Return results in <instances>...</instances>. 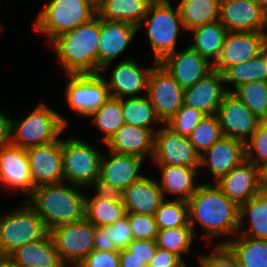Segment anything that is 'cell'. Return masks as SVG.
Masks as SVG:
<instances>
[{"mask_svg": "<svg viewBox=\"0 0 267 267\" xmlns=\"http://www.w3.org/2000/svg\"><path fill=\"white\" fill-rule=\"evenodd\" d=\"M189 224L193 229L199 223L204 229L207 239L228 236L224 242L216 245H226L230 237L238 234L240 226V207L215 185L209 182L200 184L196 192L187 200ZM230 236V237H229Z\"/></svg>", "mask_w": 267, "mask_h": 267, "instance_id": "1", "label": "cell"}, {"mask_svg": "<svg viewBox=\"0 0 267 267\" xmlns=\"http://www.w3.org/2000/svg\"><path fill=\"white\" fill-rule=\"evenodd\" d=\"M81 188L68 182L44 184L36 187L25 201L50 232L58 226L85 219L87 195L79 191Z\"/></svg>", "mask_w": 267, "mask_h": 267, "instance_id": "2", "label": "cell"}, {"mask_svg": "<svg viewBox=\"0 0 267 267\" xmlns=\"http://www.w3.org/2000/svg\"><path fill=\"white\" fill-rule=\"evenodd\" d=\"M99 38L100 18L95 15L50 42L66 75L98 73Z\"/></svg>", "mask_w": 267, "mask_h": 267, "instance_id": "3", "label": "cell"}, {"mask_svg": "<svg viewBox=\"0 0 267 267\" xmlns=\"http://www.w3.org/2000/svg\"><path fill=\"white\" fill-rule=\"evenodd\" d=\"M68 121L61 114L41 103L22 121H11V144L21 148L42 146L57 141Z\"/></svg>", "mask_w": 267, "mask_h": 267, "instance_id": "4", "label": "cell"}, {"mask_svg": "<svg viewBox=\"0 0 267 267\" xmlns=\"http://www.w3.org/2000/svg\"><path fill=\"white\" fill-rule=\"evenodd\" d=\"M142 26L147 28L153 61L160 63L167 55L177 51V37L183 23L178 7L174 9L170 0H154L138 29Z\"/></svg>", "mask_w": 267, "mask_h": 267, "instance_id": "5", "label": "cell"}, {"mask_svg": "<svg viewBox=\"0 0 267 267\" xmlns=\"http://www.w3.org/2000/svg\"><path fill=\"white\" fill-rule=\"evenodd\" d=\"M96 15L86 0H50L38 13L34 29L51 42L57 36L88 22Z\"/></svg>", "mask_w": 267, "mask_h": 267, "instance_id": "6", "label": "cell"}, {"mask_svg": "<svg viewBox=\"0 0 267 267\" xmlns=\"http://www.w3.org/2000/svg\"><path fill=\"white\" fill-rule=\"evenodd\" d=\"M0 218V254L10 255L16 249L42 239L48 231L38 214L24 202Z\"/></svg>", "mask_w": 267, "mask_h": 267, "instance_id": "7", "label": "cell"}, {"mask_svg": "<svg viewBox=\"0 0 267 267\" xmlns=\"http://www.w3.org/2000/svg\"><path fill=\"white\" fill-rule=\"evenodd\" d=\"M64 182L83 188L99 177L102 154L80 138L61 140Z\"/></svg>", "mask_w": 267, "mask_h": 267, "instance_id": "8", "label": "cell"}, {"mask_svg": "<svg viewBox=\"0 0 267 267\" xmlns=\"http://www.w3.org/2000/svg\"><path fill=\"white\" fill-rule=\"evenodd\" d=\"M102 73L67 74L66 101L72 111L90 117L110 98L106 78Z\"/></svg>", "mask_w": 267, "mask_h": 267, "instance_id": "9", "label": "cell"}, {"mask_svg": "<svg viewBox=\"0 0 267 267\" xmlns=\"http://www.w3.org/2000/svg\"><path fill=\"white\" fill-rule=\"evenodd\" d=\"M96 226L86 218L52 229L51 235L62 263L77 267L93 250Z\"/></svg>", "mask_w": 267, "mask_h": 267, "instance_id": "10", "label": "cell"}, {"mask_svg": "<svg viewBox=\"0 0 267 267\" xmlns=\"http://www.w3.org/2000/svg\"><path fill=\"white\" fill-rule=\"evenodd\" d=\"M149 97L157 117L166 124L182 107L184 88L160 63H156L150 72L147 87Z\"/></svg>", "mask_w": 267, "mask_h": 267, "instance_id": "11", "label": "cell"}, {"mask_svg": "<svg viewBox=\"0 0 267 267\" xmlns=\"http://www.w3.org/2000/svg\"><path fill=\"white\" fill-rule=\"evenodd\" d=\"M152 160L156 165L200 167V155L189 137L174 133L165 124L155 133Z\"/></svg>", "mask_w": 267, "mask_h": 267, "instance_id": "12", "label": "cell"}, {"mask_svg": "<svg viewBox=\"0 0 267 267\" xmlns=\"http://www.w3.org/2000/svg\"><path fill=\"white\" fill-rule=\"evenodd\" d=\"M216 115L224 137L245 143L256 131L260 120L232 92H228Z\"/></svg>", "mask_w": 267, "mask_h": 267, "instance_id": "13", "label": "cell"}, {"mask_svg": "<svg viewBox=\"0 0 267 267\" xmlns=\"http://www.w3.org/2000/svg\"><path fill=\"white\" fill-rule=\"evenodd\" d=\"M215 185L240 207L262 191L261 169L245 159L220 177Z\"/></svg>", "mask_w": 267, "mask_h": 267, "instance_id": "14", "label": "cell"}, {"mask_svg": "<svg viewBox=\"0 0 267 267\" xmlns=\"http://www.w3.org/2000/svg\"><path fill=\"white\" fill-rule=\"evenodd\" d=\"M219 22L228 32H266L267 13L250 0H221Z\"/></svg>", "mask_w": 267, "mask_h": 267, "instance_id": "15", "label": "cell"}, {"mask_svg": "<svg viewBox=\"0 0 267 267\" xmlns=\"http://www.w3.org/2000/svg\"><path fill=\"white\" fill-rule=\"evenodd\" d=\"M30 173L35 187L64 182L61 139L26 148Z\"/></svg>", "mask_w": 267, "mask_h": 267, "instance_id": "16", "label": "cell"}, {"mask_svg": "<svg viewBox=\"0 0 267 267\" xmlns=\"http://www.w3.org/2000/svg\"><path fill=\"white\" fill-rule=\"evenodd\" d=\"M0 184L4 189L21 190L28 195L36 188L30 173L27 151L12 144L0 148Z\"/></svg>", "mask_w": 267, "mask_h": 267, "instance_id": "17", "label": "cell"}, {"mask_svg": "<svg viewBox=\"0 0 267 267\" xmlns=\"http://www.w3.org/2000/svg\"><path fill=\"white\" fill-rule=\"evenodd\" d=\"M266 42V32H228L219 60L213 69L223 73L230 66L258 56Z\"/></svg>", "mask_w": 267, "mask_h": 267, "instance_id": "18", "label": "cell"}, {"mask_svg": "<svg viewBox=\"0 0 267 267\" xmlns=\"http://www.w3.org/2000/svg\"><path fill=\"white\" fill-rule=\"evenodd\" d=\"M157 62L153 61V65L149 68L139 66L134 59L120 61L111 71L110 82L106 80L110 97L122 99L127 96H142V91L147 94L148 79L152 67Z\"/></svg>", "mask_w": 267, "mask_h": 267, "instance_id": "19", "label": "cell"}, {"mask_svg": "<svg viewBox=\"0 0 267 267\" xmlns=\"http://www.w3.org/2000/svg\"><path fill=\"white\" fill-rule=\"evenodd\" d=\"M223 74L213 69L194 85L184 89L183 104L202 111L206 115L216 114L229 87L224 86Z\"/></svg>", "mask_w": 267, "mask_h": 267, "instance_id": "20", "label": "cell"}, {"mask_svg": "<svg viewBox=\"0 0 267 267\" xmlns=\"http://www.w3.org/2000/svg\"><path fill=\"white\" fill-rule=\"evenodd\" d=\"M137 31L138 27L130 23L100 18L98 73L106 71L109 63L126 50Z\"/></svg>", "mask_w": 267, "mask_h": 267, "instance_id": "21", "label": "cell"}, {"mask_svg": "<svg viewBox=\"0 0 267 267\" xmlns=\"http://www.w3.org/2000/svg\"><path fill=\"white\" fill-rule=\"evenodd\" d=\"M245 159V143L223 136L200 156V171H207L201 170L205 165L213 175L212 180L216 182Z\"/></svg>", "mask_w": 267, "mask_h": 267, "instance_id": "22", "label": "cell"}, {"mask_svg": "<svg viewBox=\"0 0 267 267\" xmlns=\"http://www.w3.org/2000/svg\"><path fill=\"white\" fill-rule=\"evenodd\" d=\"M160 64L184 89L194 85L213 70V65L190 46L167 55Z\"/></svg>", "mask_w": 267, "mask_h": 267, "instance_id": "23", "label": "cell"}, {"mask_svg": "<svg viewBox=\"0 0 267 267\" xmlns=\"http://www.w3.org/2000/svg\"><path fill=\"white\" fill-rule=\"evenodd\" d=\"M111 156L101 157L99 178L115 187L126 190L133 182L144 175L139 174L144 159L135 155L118 154L109 151Z\"/></svg>", "mask_w": 267, "mask_h": 267, "instance_id": "24", "label": "cell"}, {"mask_svg": "<svg viewBox=\"0 0 267 267\" xmlns=\"http://www.w3.org/2000/svg\"><path fill=\"white\" fill-rule=\"evenodd\" d=\"M155 133L147 128L124 124L105 143L109 151L118 154L135 155L141 158L153 157Z\"/></svg>", "mask_w": 267, "mask_h": 267, "instance_id": "25", "label": "cell"}, {"mask_svg": "<svg viewBox=\"0 0 267 267\" xmlns=\"http://www.w3.org/2000/svg\"><path fill=\"white\" fill-rule=\"evenodd\" d=\"M164 200L158 182L146 176L133 182L123 194L127 213L154 215Z\"/></svg>", "mask_w": 267, "mask_h": 267, "instance_id": "26", "label": "cell"}, {"mask_svg": "<svg viewBox=\"0 0 267 267\" xmlns=\"http://www.w3.org/2000/svg\"><path fill=\"white\" fill-rule=\"evenodd\" d=\"M160 169L161 181L158 182L165 198V193L176 195L177 200L187 201L198 189L200 184L194 182L200 167H184L172 165H157ZM195 178V179H194ZM196 183V184H195Z\"/></svg>", "mask_w": 267, "mask_h": 267, "instance_id": "27", "label": "cell"}, {"mask_svg": "<svg viewBox=\"0 0 267 267\" xmlns=\"http://www.w3.org/2000/svg\"><path fill=\"white\" fill-rule=\"evenodd\" d=\"M10 256L21 267H66L49 232L42 239L16 249Z\"/></svg>", "mask_w": 267, "mask_h": 267, "instance_id": "28", "label": "cell"}, {"mask_svg": "<svg viewBox=\"0 0 267 267\" xmlns=\"http://www.w3.org/2000/svg\"><path fill=\"white\" fill-rule=\"evenodd\" d=\"M227 33V29L219 20L195 27L190 30L194 39L190 47L214 66L221 55Z\"/></svg>", "mask_w": 267, "mask_h": 267, "instance_id": "29", "label": "cell"}, {"mask_svg": "<svg viewBox=\"0 0 267 267\" xmlns=\"http://www.w3.org/2000/svg\"><path fill=\"white\" fill-rule=\"evenodd\" d=\"M154 0H104L96 15L108 21H122L139 26Z\"/></svg>", "mask_w": 267, "mask_h": 267, "instance_id": "30", "label": "cell"}, {"mask_svg": "<svg viewBox=\"0 0 267 267\" xmlns=\"http://www.w3.org/2000/svg\"><path fill=\"white\" fill-rule=\"evenodd\" d=\"M240 226L238 234L251 238L267 239V192L261 191L243 203L239 211ZM248 216V218H246ZM249 219L247 229L242 228L244 220ZM242 225V226H241Z\"/></svg>", "mask_w": 267, "mask_h": 267, "instance_id": "31", "label": "cell"}, {"mask_svg": "<svg viewBox=\"0 0 267 267\" xmlns=\"http://www.w3.org/2000/svg\"><path fill=\"white\" fill-rule=\"evenodd\" d=\"M221 0H180L177 4L184 29L219 20Z\"/></svg>", "mask_w": 267, "mask_h": 267, "instance_id": "32", "label": "cell"}, {"mask_svg": "<svg viewBox=\"0 0 267 267\" xmlns=\"http://www.w3.org/2000/svg\"><path fill=\"white\" fill-rule=\"evenodd\" d=\"M237 235L226 246L236 256L240 267H267V239Z\"/></svg>", "mask_w": 267, "mask_h": 267, "instance_id": "33", "label": "cell"}, {"mask_svg": "<svg viewBox=\"0 0 267 267\" xmlns=\"http://www.w3.org/2000/svg\"><path fill=\"white\" fill-rule=\"evenodd\" d=\"M145 95L121 99L124 123L131 126L147 128L156 133L157 131L152 125L154 123L155 125L160 123L162 126L163 123L157 117L149 97L147 94Z\"/></svg>", "mask_w": 267, "mask_h": 267, "instance_id": "34", "label": "cell"}, {"mask_svg": "<svg viewBox=\"0 0 267 267\" xmlns=\"http://www.w3.org/2000/svg\"><path fill=\"white\" fill-rule=\"evenodd\" d=\"M224 83H233V92L237 87L250 81H267V65L263 55L228 67L223 73Z\"/></svg>", "mask_w": 267, "mask_h": 267, "instance_id": "35", "label": "cell"}, {"mask_svg": "<svg viewBox=\"0 0 267 267\" xmlns=\"http://www.w3.org/2000/svg\"><path fill=\"white\" fill-rule=\"evenodd\" d=\"M86 196L85 218L96 227L111 225L127 215L123 202Z\"/></svg>", "mask_w": 267, "mask_h": 267, "instance_id": "36", "label": "cell"}, {"mask_svg": "<svg viewBox=\"0 0 267 267\" xmlns=\"http://www.w3.org/2000/svg\"><path fill=\"white\" fill-rule=\"evenodd\" d=\"M90 117L92 124L103 132L101 141L105 144L125 124L121 99L110 97Z\"/></svg>", "mask_w": 267, "mask_h": 267, "instance_id": "37", "label": "cell"}, {"mask_svg": "<svg viewBox=\"0 0 267 267\" xmlns=\"http://www.w3.org/2000/svg\"><path fill=\"white\" fill-rule=\"evenodd\" d=\"M194 236L193 229L188 223L186 226L158 229L155 240L158 248L173 252L183 260V254L190 253Z\"/></svg>", "mask_w": 267, "mask_h": 267, "instance_id": "38", "label": "cell"}, {"mask_svg": "<svg viewBox=\"0 0 267 267\" xmlns=\"http://www.w3.org/2000/svg\"><path fill=\"white\" fill-rule=\"evenodd\" d=\"M260 120H267V81H250L232 92Z\"/></svg>", "mask_w": 267, "mask_h": 267, "instance_id": "39", "label": "cell"}, {"mask_svg": "<svg viewBox=\"0 0 267 267\" xmlns=\"http://www.w3.org/2000/svg\"><path fill=\"white\" fill-rule=\"evenodd\" d=\"M223 133L216 114L206 115L189 135V140L195 150L201 156L206 150L213 146Z\"/></svg>", "mask_w": 267, "mask_h": 267, "instance_id": "40", "label": "cell"}, {"mask_svg": "<svg viewBox=\"0 0 267 267\" xmlns=\"http://www.w3.org/2000/svg\"><path fill=\"white\" fill-rule=\"evenodd\" d=\"M154 218L158 229L186 226L189 223L188 203L185 200H164Z\"/></svg>", "mask_w": 267, "mask_h": 267, "instance_id": "41", "label": "cell"}, {"mask_svg": "<svg viewBox=\"0 0 267 267\" xmlns=\"http://www.w3.org/2000/svg\"><path fill=\"white\" fill-rule=\"evenodd\" d=\"M245 157L260 169L267 165V120L260 121L256 131L245 142Z\"/></svg>", "mask_w": 267, "mask_h": 267, "instance_id": "42", "label": "cell"}, {"mask_svg": "<svg viewBox=\"0 0 267 267\" xmlns=\"http://www.w3.org/2000/svg\"><path fill=\"white\" fill-rule=\"evenodd\" d=\"M205 116L206 114L202 111L183 104L165 125L174 133L189 137L194 128Z\"/></svg>", "mask_w": 267, "mask_h": 267, "instance_id": "43", "label": "cell"}, {"mask_svg": "<svg viewBox=\"0 0 267 267\" xmlns=\"http://www.w3.org/2000/svg\"><path fill=\"white\" fill-rule=\"evenodd\" d=\"M126 216L128 217L134 240L156 239L158 228L154 215L127 213Z\"/></svg>", "mask_w": 267, "mask_h": 267, "instance_id": "44", "label": "cell"}, {"mask_svg": "<svg viewBox=\"0 0 267 267\" xmlns=\"http://www.w3.org/2000/svg\"><path fill=\"white\" fill-rule=\"evenodd\" d=\"M209 255H199V267H240L236 256L226 245H215Z\"/></svg>", "mask_w": 267, "mask_h": 267, "instance_id": "45", "label": "cell"}, {"mask_svg": "<svg viewBox=\"0 0 267 267\" xmlns=\"http://www.w3.org/2000/svg\"><path fill=\"white\" fill-rule=\"evenodd\" d=\"M108 238L109 246H115L118 250L127 248L134 239L127 216L108 225Z\"/></svg>", "mask_w": 267, "mask_h": 267, "instance_id": "46", "label": "cell"}, {"mask_svg": "<svg viewBox=\"0 0 267 267\" xmlns=\"http://www.w3.org/2000/svg\"><path fill=\"white\" fill-rule=\"evenodd\" d=\"M77 267H120L119 251L92 250Z\"/></svg>", "mask_w": 267, "mask_h": 267, "instance_id": "47", "label": "cell"}, {"mask_svg": "<svg viewBox=\"0 0 267 267\" xmlns=\"http://www.w3.org/2000/svg\"><path fill=\"white\" fill-rule=\"evenodd\" d=\"M158 246L156 240H132L128 246L127 250L132 253V256L137 257L142 260L147 266L149 265L152 258L155 256Z\"/></svg>", "mask_w": 267, "mask_h": 267, "instance_id": "48", "label": "cell"}, {"mask_svg": "<svg viewBox=\"0 0 267 267\" xmlns=\"http://www.w3.org/2000/svg\"><path fill=\"white\" fill-rule=\"evenodd\" d=\"M93 186L96 198L107 199L113 202H123L124 190L101 180L99 177L90 185Z\"/></svg>", "mask_w": 267, "mask_h": 267, "instance_id": "49", "label": "cell"}, {"mask_svg": "<svg viewBox=\"0 0 267 267\" xmlns=\"http://www.w3.org/2000/svg\"><path fill=\"white\" fill-rule=\"evenodd\" d=\"M147 267H187L185 260L168 250L157 248Z\"/></svg>", "mask_w": 267, "mask_h": 267, "instance_id": "50", "label": "cell"}, {"mask_svg": "<svg viewBox=\"0 0 267 267\" xmlns=\"http://www.w3.org/2000/svg\"><path fill=\"white\" fill-rule=\"evenodd\" d=\"M93 250L119 251L115 246H109L108 225L96 227Z\"/></svg>", "mask_w": 267, "mask_h": 267, "instance_id": "51", "label": "cell"}, {"mask_svg": "<svg viewBox=\"0 0 267 267\" xmlns=\"http://www.w3.org/2000/svg\"><path fill=\"white\" fill-rule=\"evenodd\" d=\"M12 118L0 112V148L11 144Z\"/></svg>", "mask_w": 267, "mask_h": 267, "instance_id": "52", "label": "cell"}, {"mask_svg": "<svg viewBox=\"0 0 267 267\" xmlns=\"http://www.w3.org/2000/svg\"><path fill=\"white\" fill-rule=\"evenodd\" d=\"M120 255V267H147V265L135 256L127 249L119 250Z\"/></svg>", "mask_w": 267, "mask_h": 267, "instance_id": "53", "label": "cell"}, {"mask_svg": "<svg viewBox=\"0 0 267 267\" xmlns=\"http://www.w3.org/2000/svg\"><path fill=\"white\" fill-rule=\"evenodd\" d=\"M0 267H21V266L10 255H1Z\"/></svg>", "mask_w": 267, "mask_h": 267, "instance_id": "54", "label": "cell"}, {"mask_svg": "<svg viewBox=\"0 0 267 267\" xmlns=\"http://www.w3.org/2000/svg\"><path fill=\"white\" fill-rule=\"evenodd\" d=\"M262 191L267 192V165L261 169Z\"/></svg>", "mask_w": 267, "mask_h": 267, "instance_id": "55", "label": "cell"}, {"mask_svg": "<svg viewBox=\"0 0 267 267\" xmlns=\"http://www.w3.org/2000/svg\"><path fill=\"white\" fill-rule=\"evenodd\" d=\"M87 3L96 11L103 4L104 0H86Z\"/></svg>", "mask_w": 267, "mask_h": 267, "instance_id": "56", "label": "cell"}, {"mask_svg": "<svg viewBox=\"0 0 267 267\" xmlns=\"http://www.w3.org/2000/svg\"><path fill=\"white\" fill-rule=\"evenodd\" d=\"M260 6L267 13V0H250Z\"/></svg>", "mask_w": 267, "mask_h": 267, "instance_id": "57", "label": "cell"}, {"mask_svg": "<svg viewBox=\"0 0 267 267\" xmlns=\"http://www.w3.org/2000/svg\"><path fill=\"white\" fill-rule=\"evenodd\" d=\"M261 54L263 55L266 65H267V42L263 45L261 49Z\"/></svg>", "mask_w": 267, "mask_h": 267, "instance_id": "58", "label": "cell"}]
</instances>
